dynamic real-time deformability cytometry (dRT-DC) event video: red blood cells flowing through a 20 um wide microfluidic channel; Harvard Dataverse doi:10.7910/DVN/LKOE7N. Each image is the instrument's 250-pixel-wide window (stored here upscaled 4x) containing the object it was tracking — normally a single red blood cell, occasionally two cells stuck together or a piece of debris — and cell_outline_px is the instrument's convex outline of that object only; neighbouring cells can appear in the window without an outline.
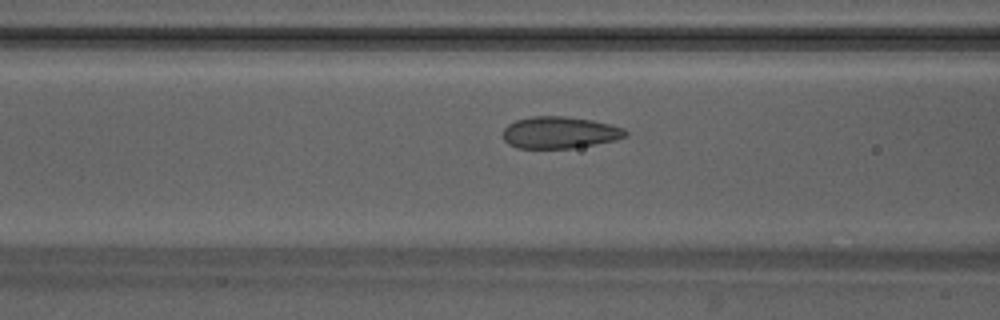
{"species": "Egyptian fruit bat (a non-hibernating species)", "species_latin": "Rousettus aegyptiacus", "temperature_condition": "warm", "stored_images_in_passage": 49, "camera_frame_rate_fps": 3000, "um_per_image_px": 0.085, "animal": {"sex": "male"}, "frame": {"image": 1, "passage_image": 20, "time_ms": 6.333, "image_size_px": [1000, 320], "cell_outline_px": [[628, 136], [616, 140], [572, 148], [516, 148], [508, 144], [504, 140], [504, 128], [508, 124], [516, 120], [532, 116], [564, 116], [592, 120], [624, 128], [628, 132]], "centroid_in_image_um": [47.57, 11.26], "position_along_channel_um": 119.0, "area_um2": 22.72}}
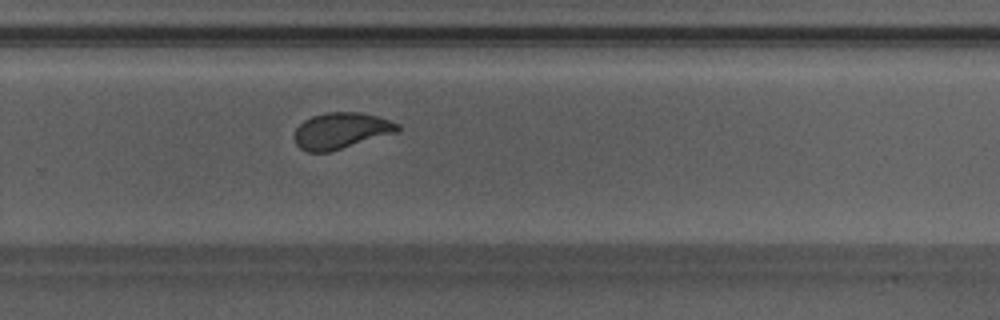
{"frame": {"image": 2, "passage_image": 33, "time_ms": 10.667, "image_size_px": [1000, 320], "cell_outline_px": [[400, 128], [396, 132], [328, 152], [308, 152], [300, 148], [296, 144], [296, 128], [304, 120], [312, 116], [328, 112], [364, 112], [400, 124]], "centroid_in_image_um": [28.98, 11.09], "position_along_channel_um": 300.8, "area_um2": 21.39}}
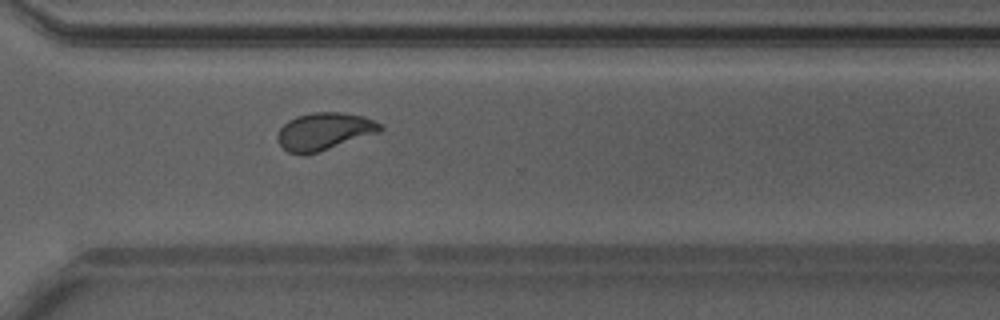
{"frame": {"image": 3, "passage_image": 36, "time_ms": 11.667, "image_size_px": [1000, 320], "cell_outline_px": [[384, 128], [380, 132], [316, 152], [288, 152], [276, 140], [276, 136], [280, 128], [288, 120], [296, 116], [312, 112], [344, 112], [364, 116], [380, 124]], "centroid_in_image_um": [27.56, 11.12], "position_along_channel_um": 343.0, "area_um2": 21.96}, "authors_computed_cell_mechanics": {"area_um2": 22.542, "velocity_mm_per_s": 4.2048, "shape_relaxation_time_tau1_ms": 4.5873, "shape_relaxation_time_tau2_ms": null, "deformation_change_tau1": 0.1582, "deformation_change_tau2": null}}